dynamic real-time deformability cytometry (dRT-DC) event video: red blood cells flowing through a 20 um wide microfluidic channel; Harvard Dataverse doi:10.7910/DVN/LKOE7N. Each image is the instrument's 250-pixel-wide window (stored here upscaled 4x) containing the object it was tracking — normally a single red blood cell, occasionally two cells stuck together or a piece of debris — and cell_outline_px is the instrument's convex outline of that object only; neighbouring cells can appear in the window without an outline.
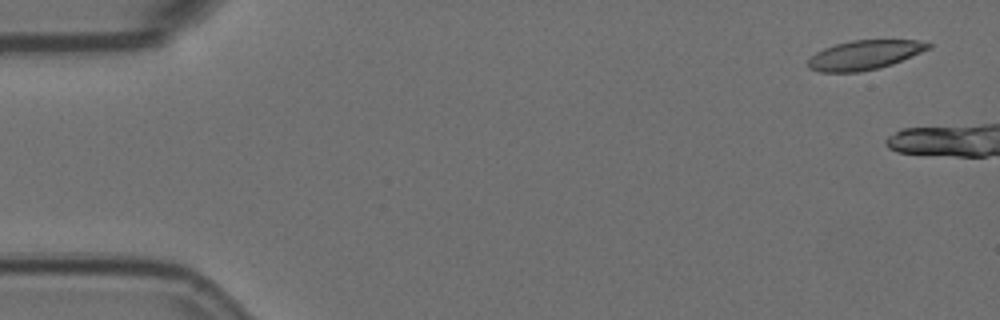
{"species": "Egyptian fruit bat (a non-hibernating species)", "species_latin": "Rousettus aegyptiacus", "temperature_condition": "room temperature", "stored_images_in_passage": 14, "camera_frame_rate_fps": 3000, "um_per_image_px": 0.085, "animal": {"sex": "female"}, "frame": {"image": 1, "passage_image": 1, "time_ms": 0.0, "image_size_px": [1000, 320], "cell_outline_px": [[932, 48], [892, 64], [880, 68], [856, 72], [820, 72], [808, 68], [808, 60], [816, 52], [824, 48], [836, 44], [852, 40], [920, 40], [932, 44]], "centroid_in_image_um": [73.5, 4.67], "position_along_channel_um": 11.5, "area_um2": 20.58}}